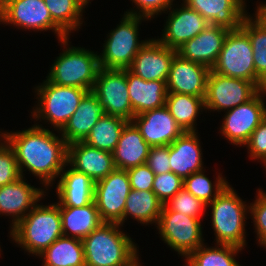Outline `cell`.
<instances>
[{
  "label": "cell",
  "mask_w": 266,
  "mask_h": 266,
  "mask_svg": "<svg viewBox=\"0 0 266 266\" xmlns=\"http://www.w3.org/2000/svg\"><path fill=\"white\" fill-rule=\"evenodd\" d=\"M85 8H86V5L88 4L89 5V3H91L90 2V0H78ZM92 1V0H91Z\"/></svg>",
  "instance_id": "obj_49"
},
{
  "label": "cell",
  "mask_w": 266,
  "mask_h": 266,
  "mask_svg": "<svg viewBox=\"0 0 266 266\" xmlns=\"http://www.w3.org/2000/svg\"><path fill=\"white\" fill-rule=\"evenodd\" d=\"M184 180L173 172L155 174L152 191L165 204L183 188Z\"/></svg>",
  "instance_id": "obj_38"
},
{
  "label": "cell",
  "mask_w": 266,
  "mask_h": 266,
  "mask_svg": "<svg viewBox=\"0 0 266 266\" xmlns=\"http://www.w3.org/2000/svg\"><path fill=\"white\" fill-rule=\"evenodd\" d=\"M229 31L226 28L209 24L197 36L186 41L177 50V54L183 59L203 64L211 69L218 59Z\"/></svg>",
  "instance_id": "obj_21"
},
{
  "label": "cell",
  "mask_w": 266,
  "mask_h": 266,
  "mask_svg": "<svg viewBox=\"0 0 266 266\" xmlns=\"http://www.w3.org/2000/svg\"><path fill=\"white\" fill-rule=\"evenodd\" d=\"M128 94L134 115L160 108L166 104V81H146L125 69Z\"/></svg>",
  "instance_id": "obj_25"
},
{
  "label": "cell",
  "mask_w": 266,
  "mask_h": 266,
  "mask_svg": "<svg viewBox=\"0 0 266 266\" xmlns=\"http://www.w3.org/2000/svg\"><path fill=\"white\" fill-rule=\"evenodd\" d=\"M256 12L266 21V3L264 2L262 4L258 3V6L256 8Z\"/></svg>",
  "instance_id": "obj_45"
},
{
  "label": "cell",
  "mask_w": 266,
  "mask_h": 266,
  "mask_svg": "<svg viewBox=\"0 0 266 266\" xmlns=\"http://www.w3.org/2000/svg\"><path fill=\"white\" fill-rule=\"evenodd\" d=\"M210 71L207 66L183 59L176 54L166 81L167 92L205 97Z\"/></svg>",
  "instance_id": "obj_18"
},
{
  "label": "cell",
  "mask_w": 266,
  "mask_h": 266,
  "mask_svg": "<svg viewBox=\"0 0 266 266\" xmlns=\"http://www.w3.org/2000/svg\"><path fill=\"white\" fill-rule=\"evenodd\" d=\"M91 92L104 107L107 115L121 117L128 122L134 118L125 69L100 68Z\"/></svg>",
  "instance_id": "obj_13"
},
{
  "label": "cell",
  "mask_w": 266,
  "mask_h": 266,
  "mask_svg": "<svg viewBox=\"0 0 266 266\" xmlns=\"http://www.w3.org/2000/svg\"><path fill=\"white\" fill-rule=\"evenodd\" d=\"M265 96L266 89H260L249 101L225 112L220 133L231 144L244 146L252 132L265 119Z\"/></svg>",
  "instance_id": "obj_11"
},
{
  "label": "cell",
  "mask_w": 266,
  "mask_h": 266,
  "mask_svg": "<svg viewBox=\"0 0 266 266\" xmlns=\"http://www.w3.org/2000/svg\"><path fill=\"white\" fill-rule=\"evenodd\" d=\"M67 163L95 182L116 169L112 153L91 147L83 141L68 144Z\"/></svg>",
  "instance_id": "obj_20"
},
{
  "label": "cell",
  "mask_w": 266,
  "mask_h": 266,
  "mask_svg": "<svg viewBox=\"0 0 266 266\" xmlns=\"http://www.w3.org/2000/svg\"><path fill=\"white\" fill-rule=\"evenodd\" d=\"M20 177L14 151L5 142L0 147V187L15 182Z\"/></svg>",
  "instance_id": "obj_39"
},
{
  "label": "cell",
  "mask_w": 266,
  "mask_h": 266,
  "mask_svg": "<svg viewBox=\"0 0 266 266\" xmlns=\"http://www.w3.org/2000/svg\"><path fill=\"white\" fill-rule=\"evenodd\" d=\"M197 131H184L169 145L171 172L183 180L204 169L202 148Z\"/></svg>",
  "instance_id": "obj_23"
},
{
  "label": "cell",
  "mask_w": 266,
  "mask_h": 266,
  "mask_svg": "<svg viewBox=\"0 0 266 266\" xmlns=\"http://www.w3.org/2000/svg\"><path fill=\"white\" fill-rule=\"evenodd\" d=\"M136 9L125 11L126 14L142 16L151 20L155 15L165 13L174 3V0H130Z\"/></svg>",
  "instance_id": "obj_42"
},
{
  "label": "cell",
  "mask_w": 266,
  "mask_h": 266,
  "mask_svg": "<svg viewBox=\"0 0 266 266\" xmlns=\"http://www.w3.org/2000/svg\"><path fill=\"white\" fill-rule=\"evenodd\" d=\"M150 148L151 146L144 140L137 127L132 122H128L112 152L116 169L127 170L146 164Z\"/></svg>",
  "instance_id": "obj_27"
},
{
  "label": "cell",
  "mask_w": 266,
  "mask_h": 266,
  "mask_svg": "<svg viewBox=\"0 0 266 266\" xmlns=\"http://www.w3.org/2000/svg\"><path fill=\"white\" fill-rule=\"evenodd\" d=\"M57 132L59 136L38 123L22 131H6V142L14 151L20 175L25 177L26 170L32 172L46 190L67 166L68 144Z\"/></svg>",
  "instance_id": "obj_1"
},
{
  "label": "cell",
  "mask_w": 266,
  "mask_h": 266,
  "mask_svg": "<svg viewBox=\"0 0 266 266\" xmlns=\"http://www.w3.org/2000/svg\"><path fill=\"white\" fill-rule=\"evenodd\" d=\"M165 105L184 131H197V117L205 111L204 97L167 92Z\"/></svg>",
  "instance_id": "obj_31"
},
{
  "label": "cell",
  "mask_w": 266,
  "mask_h": 266,
  "mask_svg": "<svg viewBox=\"0 0 266 266\" xmlns=\"http://www.w3.org/2000/svg\"><path fill=\"white\" fill-rule=\"evenodd\" d=\"M249 158L260 160L263 166L266 165V117L259 126L252 132L247 143Z\"/></svg>",
  "instance_id": "obj_40"
},
{
  "label": "cell",
  "mask_w": 266,
  "mask_h": 266,
  "mask_svg": "<svg viewBox=\"0 0 266 266\" xmlns=\"http://www.w3.org/2000/svg\"><path fill=\"white\" fill-rule=\"evenodd\" d=\"M188 7L197 11L210 25L228 30L241 27L248 13L246 0H182Z\"/></svg>",
  "instance_id": "obj_22"
},
{
  "label": "cell",
  "mask_w": 266,
  "mask_h": 266,
  "mask_svg": "<svg viewBox=\"0 0 266 266\" xmlns=\"http://www.w3.org/2000/svg\"><path fill=\"white\" fill-rule=\"evenodd\" d=\"M131 122L151 147L170 145L184 132L166 105L136 115Z\"/></svg>",
  "instance_id": "obj_16"
},
{
  "label": "cell",
  "mask_w": 266,
  "mask_h": 266,
  "mask_svg": "<svg viewBox=\"0 0 266 266\" xmlns=\"http://www.w3.org/2000/svg\"><path fill=\"white\" fill-rule=\"evenodd\" d=\"M64 167L56 185L59 206L84 207L94 201L95 181L86 174ZM68 170H66V169Z\"/></svg>",
  "instance_id": "obj_24"
},
{
  "label": "cell",
  "mask_w": 266,
  "mask_h": 266,
  "mask_svg": "<svg viewBox=\"0 0 266 266\" xmlns=\"http://www.w3.org/2000/svg\"><path fill=\"white\" fill-rule=\"evenodd\" d=\"M229 184L221 173L217 174L215 182L211 181L205 175V168L201 171L194 172L186 177L183 187L193 194L196 198L202 200L205 204L212 202Z\"/></svg>",
  "instance_id": "obj_36"
},
{
  "label": "cell",
  "mask_w": 266,
  "mask_h": 266,
  "mask_svg": "<svg viewBox=\"0 0 266 266\" xmlns=\"http://www.w3.org/2000/svg\"><path fill=\"white\" fill-rule=\"evenodd\" d=\"M52 20L68 35L79 30L85 7L78 0H44Z\"/></svg>",
  "instance_id": "obj_35"
},
{
  "label": "cell",
  "mask_w": 266,
  "mask_h": 266,
  "mask_svg": "<svg viewBox=\"0 0 266 266\" xmlns=\"http://www.w3.org/2000/svg\"><path fill=\"white\" fill-rule=\"evenodd\" d=\"M253 16L247 13L240 28L252 45L256 77L266 86V21L256 11Z\"/></svg>",
  "instance_id": "obj_32"
},
{
  "label": "cell",
  "mask_w": 266,
  "mask_h": 266,
  "mask_svg": "<svg viewBox=\"0 0 266 266\" xmlns=\"http://www.w3.org/2000/svg\"><path fill=\"white\" fill-rule=\"evenodd\" d=\"M255 201L249 205L258 242L266 235V192L258 189Z\"/></svg>",
  "instance_id": "obj_41"
},
{
  "label": "cell",
  "mask_w": 266,
  "mask_h": 266,
  "mask_svg": "<svg viewBox=\"0 0 266 266\" xmlns=\"http://www.w3.org/2000/svg\"><path fill=\"white\" fill-rule=\"evenodd\" d=\"M127 123L128 121L121 117L105 114L92 127L90 134L83 142L91 147L112 153Z\"/></svg>",
  "instance_id": "obj_33"
},
{
  "label": "cell",
  "mask_w": 266,
  "mask_h": 266,
  "mask_svg": "<svg viewBox=\"0 0 266 266\" xmlns=\"http://www.w3.org/2000/svg\"><path fill=\"white\" fill-rule=\"evenodd\" d=\"M38 99L31 112L32 119L47 120L55 131H60L79 106L82 98L89 92L86 89L59 86L48 79L35 88Z\"/></svg>",
  "instance_id": "obj_6"
},
{
  "label": "cell",
  "mask_w": 266,
  "mask_h": 266,
  "mask_svg": "<svg viewBox=\"0 0 266 266\" xmlns=\"http://www.w3.org/2000/svg\"><path fill=\"white\" fill-rule=\"evenodd\" d=\"M172 5L167 12L162 37L157 38L164 46L178 50L186 41L197 36L208 25L209 22L197 11L188 7L184 2L179 8Z\"/></svg>",
  "instance_id": "obj_15"
},
{
  "label": "cell",
  "mask_w": 266,
  "mask_h": 266,
  "mask_svg": "<svg viewBox=\"0 0 266 266\" xmlns=\"http://www.w3.org/2000/svg\"><path fill=\"white\" fill-rule=\"evenodd\" d=\"M130 191L126 170L115 169L95 182L94 201L103 222H115L123 226V213Z\"/></svg>",
  "instance_id": "obj_14"
},
{
  "label": "cell",
  "mask_w": 266,
  "mask_h": 266,
  "mask_svg": "<svg viewBox=\"0 0 266 266\" xmlns=\"http://www.w3.org/2000/svg\"><path fill=\"white\" fill-rule=\"evenodd\" d=\"M169 162V145L150 148L146 165L154 172V174L171 172Z\"/></svg>",
  "instance_id": "obj_43"
},
{
  "label": "cell",
  "mask_w": 266,
  "mask_h": 266,
  "mask_svg": "<svg viewBox=\"0 0 266 266\" xmlns=\"http://www.w3.org/2000/svg\"><path fill=\"white\" fill-rule=\"evenodd\" d=\"M2 137V138H1ZM3 139V140H2ZM3 141V142H2ZM6 142V131L1 132L0 131V147Z\"/></svg>",
  "instance_id": "obj_46"
},
{
  "label": "cell",
  "mask_w": 266,
  "mask_h": 266,
  "mask_svg": "<svg viewBox=\"0 0 266 266\" xmlns=\"http://www.w3.org/2000/svg\"><path fill=\"white\" fill-rule=\"evenodd\" d=\"M63 236L82 240L97 229L102 220L95 201L84 207L60 206Z\"/></svg>",
  "instance_id": "obj_28"
},
{
  "label": "cell",
  "mask_w": 266,
  "mask_h": 266,
  "mask_svg": "<svg viewBox=\"0 0 266 266\" xmlns=\"http://www.w3.org/2000/svg\"><path fill=\"white\" fill-rule=\"evenodd\" d=\"M115 222H102L82 239L86 266H128L138 256L132 238Z\"/></svg>",
  "instance_id": "obj_2"
},
{
  "label": "cell",
  "mask_w": 266,
  "mask_h": 266,
  "mask_svg": "<svg viewBox=\"0 0 266 266\" xmlns=\"http://www.w3.org/2000/svg\"><path fill=\"white\" fill-rule=\"evenodd\" d=\"M211 70L226 77L251 81L259 89H266L256 77L252 45L249 36L241 28L228 32Z\"/></svg>",
  "instance_id": "obj_8"
},
{
  "label": "cell",
  "mask_w": 266,
  "mask_h": 266,
  "mask_svg": "<svg viewBox=\"0 0 266 266\" xmlns=\"http://www.w3.org/2000/svg\"><path fill=\"white\" fill-rule=\"evenodd\" d=\"M105 114L104 107L90 91L82 98L75 112L59 132L67 144L84 141L92 127Z\"/></svg>",
  "instance_id": "obj_26"
},
{
  "label": "cell",
  "mask_w": 266,
  "mask_h": 266,
  "mask_svg": "<svg viewBox=\"0 0 266 266\" xmlns=\"http://www.w3.org/2000/svg\"><path fill=\"white\" fill-rule=\"evenodd\" d=\"M42 266H86L82 240L62 236L39 255Z\"/></svg>",
  "instance_id": "obj_30"
},
{
  "label": "cell",
  "mask_w": 266,
  "mask_h": 266,
  "mask_svg": "<svg viewBox=\"0 0 266 266\" xmlns=\"http://www.w3.org/2000/svg\"><path fill=\"white\" fill-rule=\"evenodd\" d=\"M46 189L35 188L23 176L0 187V215L10 216L13 228L41 200Z\"/></svg>",
  "instance_id": "obj_19"
},
{
  "label": "cell",
  "mask_w": 266,
  "mask_h": 266,
  "mask_svg": "<svg viewBox=\"0 0 266 266\" xmlns=\"http://www.w3.org/2000/svg\"><path fill=\"white\" fill-rule=\"evenodd\" d=\"M129 176L131 189L152 190L155 178L154 172L146 165H139L126 170Z\"/></svg>",
  "instance_id": "obj_44"
},
{
  "label": "cell",
  "mask_w": 266,
  "mask_h": 266,
  "mask_svg": "<svg viewBox=\"0 0 266 266\" xmlns=\"http://www.w3.org/2000/svg\"><path fill=\"white\" fill-rule=\"evenodd\" d=\"M211 209L212 229L216 244L246 246V220L249 204L242 200L236 190L228 184L224 190L209 204Z\"/></svg>",
  "instance_id": "obj_4"
},
{
  "label": "cell",
  "mask_w": 266,
  "mask_h": 266,
  "mask_svg": "<svg viewBox=\"0 0 266 266\" xmlns=\"http://www.w3.org/2000/svg\"><path fill=\"white\" fill-rule=\"evenodd\" d=\"M260 89L251 81L226 77L210 71L204 106L208 111H229L249 101Z\"/></svg>",
  "instance_id": "obj_12"
},
{
  "label": "cell",
  "mask_w": 266,
  "mask_h": 266,
  "mask_svg": "<svg viewBox=\"0 0 266 266\" xmlns=\"http://www.w3.org/2000/svg\"><path fill=\"white\" fill-rule=\"evenodd\" d=\"M128 266H142V264L140 263L139 256Z\"/></svg>",
  "instance_id": "obj_47"
},
{
  "label": "cell",
  "mask_w": 266,
  "mask_h": 266,
  "mask_svg": "<svg viewBox=\"0 0 266 266\" xmlns=\"http://www.w3.org/2000/svg\"><path fill=\"white\" fill-rule=\"evenodd\" d=\"M9 233L11 241L27 254L39 256L63 236L59 204L55 202L45 206L37 203Z\"/></svg>",
  "instance_id": "obj_3"
},
{
  "label": "cell",
  "mask_w": 266,
  "mask_h": 266,
  "mask_svg": "<svg viewBox=\"0 0 266 266\" xmlns=\"http://www.w3.org/2000/svg\"><path fill=\"white\" fill-rule=\"evenodd\" d=\"M201 220L170 210L163 204L157 223L161 240L179 255L187 257L204 244Z\"/></svg>",
  "instance_id": "obj_9"
},
{
  "label": "cell",
  "mask_w": 266,
  "mask_h": 266,
  "mask_svg": "<svg viewBox=\"0 0 266 266\" xmlns=\"http://www.w3.org/2000/svg\"><path fill=\"white\" fill-rule=\"evenodd\" d=\"M165 205L172 211L201 219L207 210V204L196 198L184 187L176 193Z\"/></svg>",
  "instance_id": "obj_37"
},
{
  "label": "cell",
  "mask_w": 266,
  "mask_h": 266,
  "mask_svg": "<svg viewBox=\"0 0 266 266\" xmlns=\"http://www.w3.org/2000/svg\"><path fill=\"white\" fill-rule=\"evenodd\" d=\"M0 24L36 32L52 30L58 41L70 37L52 20L44 0H5L0 5Z\"/></svg>",
  "instance_id": "obj_10"
},
{
  "label": "cell",
  "mask_w": 266,
  "mask_h": 266,
  "mask_svg": "<svg viewBox=\"0 0 266 266\" xmlns=\"http://www.w3.org/2000/svg\"><path fill=\"white\" fill-rule=\"evenodd\" d=\"M148 18L124 13L115 29L107 35L99 54L100 68L129 69L135 56L147 40H139V25Z\"/></svg>",
  "instance_id": "obj_7"
},
{
  "label": "cell",
  "mask_w": 266,
  "mask_h": 266,
  "mask_svg": "<svg viewBox=\"0 0 266 266\" xmlns=\"http://www.w3.org/2000/svg\"><path fill=\"white\" fill-rule=\"evenodd\" d=\"M207 247L205 244L191 252L184 261L186 266H239L235 257L242 248L229 244H215Z\"/></svg>",
  "instance_id": "obj_34"
},
{
  "label": "cell",
  "mask_w": 266,
  "mask_h": 266,
  "mask_svg": "<svg viewBox=\"0 0 266 266\" xmlns=\"http://www.w3.org/2000/svg\"><path fill=\"white\" fill-rule=\"evenodd\" d=\"M69 38L59 40L63 52L54 60L46 78L59 86L79 87L90 92L100 69L99 53L69 45Z\"/></svg>",
  "instance_id": "obj_5"
},
{
  "label": "cell",
  "mask_w": 266,
  "mask_h": 266,
  "mask_svg": "<svg viewBox=\"0 0 266 266\" xmlns=\"http://www.w3.org/2000/svg\"><path fill=\"white\" fill-rule=\"evenodd\" d=\"M258 243V245L266 248V235Z\"/></svg>",
  "instance_id": "obj_48"
},
{
  "label": "cell",
  "mask_w": 266,
  "mask_h": 266,
  "mask_svg": "<svg viewBox=\"0 0 266 266\" xmlns=\"http://www.w3.org/2000/svg\"><path fill=\"white\" fill-rule=\"evenodd\" d=\"M177 51L164 46L158 39H149L135 56L129 70L146 81H167Z\"/></svg>",
  "instance_id": "obj_17"
},
{
  "label": "cell",
  "mask_w": 266,
  "mask_h": 266,
  "mask_svg": "<svg viewBox=\"0 0 266 266\" xmlns=\"http://www.w3.org/2000/svg\"><path fill=\"white\" fill-rule=\"evenodd\" d=\"M162 207L163 203L152 190L131 189L125 203L123 224L130 216L140 224L157 225Z\"/></svg>",
  "instance_id": "obj_29"
}]
</instances>
